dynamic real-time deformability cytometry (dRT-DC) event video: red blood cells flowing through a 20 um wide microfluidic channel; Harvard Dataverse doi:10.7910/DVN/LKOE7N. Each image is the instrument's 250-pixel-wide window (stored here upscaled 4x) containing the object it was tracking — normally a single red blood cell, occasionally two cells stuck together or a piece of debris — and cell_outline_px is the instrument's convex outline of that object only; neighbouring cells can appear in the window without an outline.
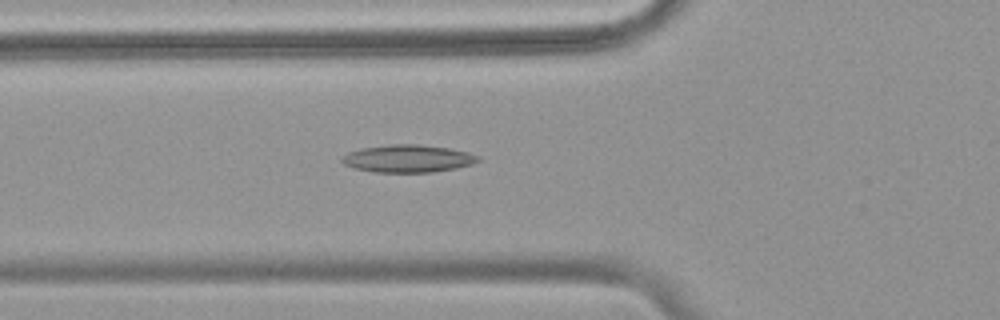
{"species": "common noctule bat (a hibernating species)", "species_latin": "Nyctalus noctula", "temperature_condition": "warm", "stored_images_in_passage": 41, "camera_frame_rate_fps": 3000, "um_per_image_px": 0.085, "animal": {"sex": "female", "body_mass_g": 18.4}, "frame": {"image": 1, "passage_image": 7, "time_ms": 2.0, "image_size_px": [1000, 320], "cell_outline_px": [[480, 160], [472, 164], [456, 168], [432, 172], [376, 172], [356, 168], [344, 164], [340, 160], [348, 152], [360, 148], [388, 144], [420, 144], [452, 148], [468, 152], [480, 156]], "centroid_in_image_um": [34.7, 13.46], "position_along_channel_um": 91.1, "area_um2": 21.96}}
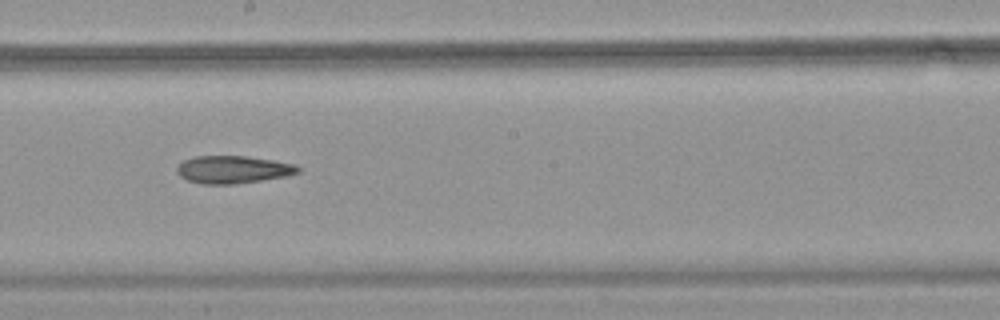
{"frame": {"image": 2, "passage_image": 18, "time_ms": 5.667, "image_size_px": [1000, 320], "cell_outline_px": [[300, 172], [288, 176], [232, 184], [204, 184], [188, 180], [180, 176], [176, 172], [176, 168], [184, 160], [196, 156], [248, 156], [296, 164], [300, 168]], "centroid_in_image_um": [19.82, 14.4], "position_along_channel_um": 228.4, "area_um2": 19.42}}
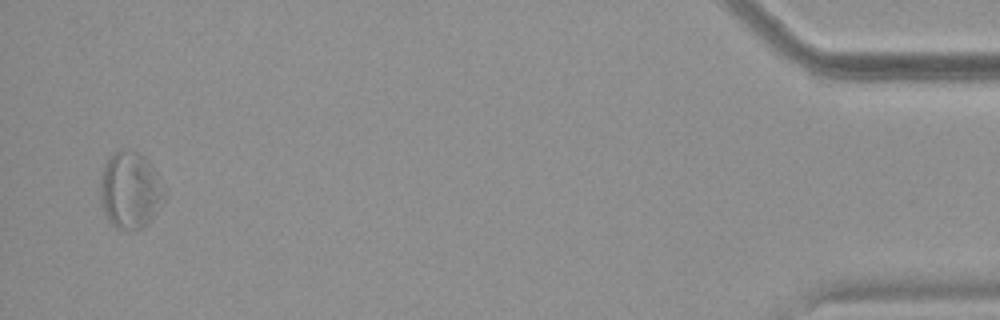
{"frame": {"image": 3, "passage_image": 40, "time_ms": 13.0, "image_size_px": [1000, 320], "cell_outline_px": [[168, 196], [148, 224], [144, 228], [116, 228], [108, 220], [100, 204], [100, 172], [108, 156], [120, 148], [136, 152], [144, 156], [148, 160], [168, 188]], "centroid_in_image_um": [11.1, 16.14], "position_along_channel_um": 424.1, "area_um2": 29.59}}